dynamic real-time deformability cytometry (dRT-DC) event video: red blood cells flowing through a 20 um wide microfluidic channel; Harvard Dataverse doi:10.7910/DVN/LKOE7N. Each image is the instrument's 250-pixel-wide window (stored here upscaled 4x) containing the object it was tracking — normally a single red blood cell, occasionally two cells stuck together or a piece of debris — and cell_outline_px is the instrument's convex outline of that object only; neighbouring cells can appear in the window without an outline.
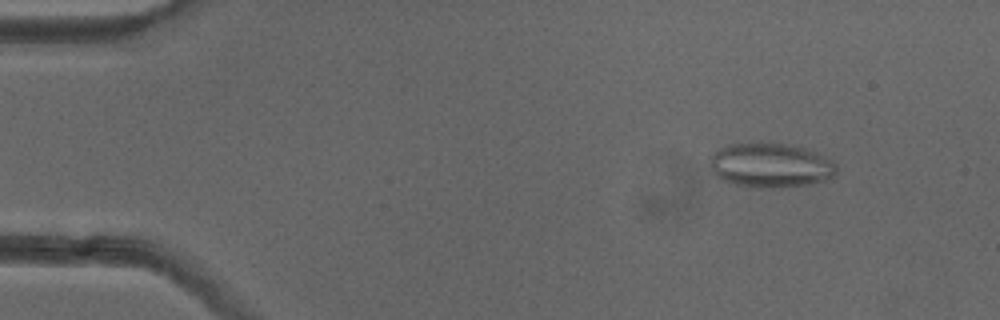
{"species": "common noctule bat (a hibernating species)", "species_latin": "Nyctalus noctula", "temperature_condition": "cold", "stored_images_in_passage": 49, "camera_frame_rate_fps": 3000, "um_per_image_px": 0.085, "animal": {"sex": "female"}, "frame": {"image": 1, "passage_image": 6, "time_ms": 1.667, "image_size_px": [1000, 320], "cell_outline_px": [[836, 172], [832, 176], [824, 180], [812, 184], [764, 188], [760, 188], [736, 184], [724, 180], [716, 176], [712, 172], [712, 156], [720, 148], [732, 144], [784, 144], [804, 148], [816, 152], [832, 160], [836, 164]], "centroid_in_image_um": [65.53, 14.07], "position_along_channel_um": 19.5, "area_um2": 32.02}}
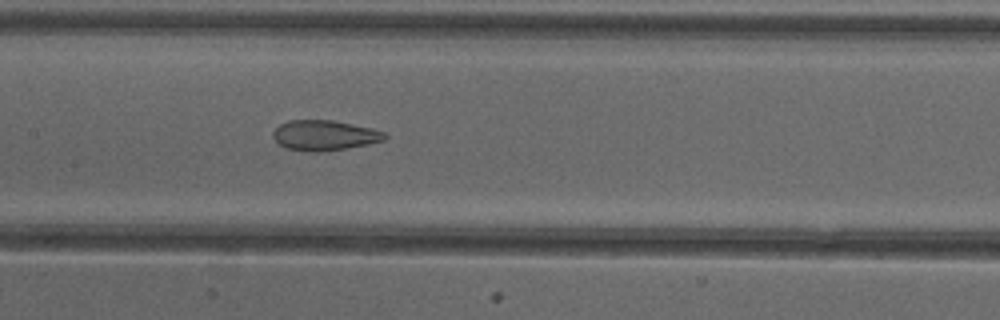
{"frame": {"image": 2, "passage_image": 25, "time_ms": 8.0, "image_size_px": [1000, 320], "cell_outline_px": [[388, 136], [384, 140], [368, 144], [320, 152], [308, 152], [284, 148], [272, 136], [272, 132], [280, 124], [288, 120], [332, 120], [372, 128], [384, 132]], "centroid_in_image_um": [27.55, 11.5], "position_along_channel_um": 179.8, "area_um2": 19.65}}
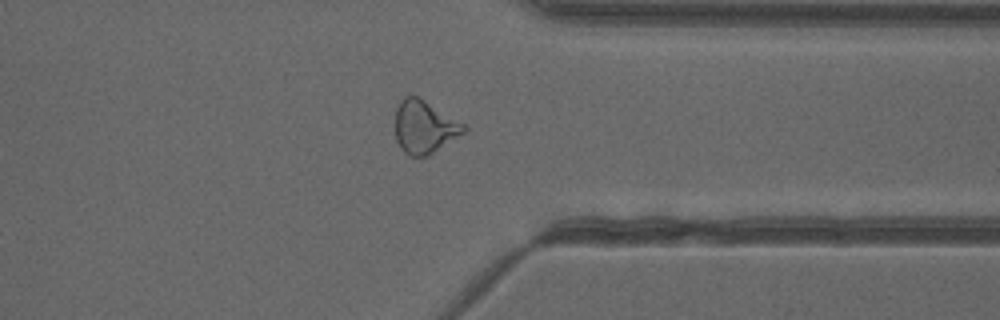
{"frame": {"image": 3, "passage_image": 40, "time_ms": 13.0, "image_size_px": [1000, 320], "cell_outline_px": [[468, 128], [464, 132], [428, 156], [408, 156], [400, 148], [396, 140], [396, 108], [400, 100], [404, 96], [416, 96], [424, 100], [464, 124]], "centroid_in_image_um": [36.04, 10.8], "position_along_channel_um": 375.4, "area_um2": 20.87}, "authors_computed_cell_mechanics": {"area_um2": 20.8658, "velocity_mm_per_s": 3.9851, "shape_relaxation_time_tau1_ms": null, "shape_relaxation_time_tau2_ms": 1.7452, "deformation_change_tau1": null, "deformation_change_tau2": 0.0959}}